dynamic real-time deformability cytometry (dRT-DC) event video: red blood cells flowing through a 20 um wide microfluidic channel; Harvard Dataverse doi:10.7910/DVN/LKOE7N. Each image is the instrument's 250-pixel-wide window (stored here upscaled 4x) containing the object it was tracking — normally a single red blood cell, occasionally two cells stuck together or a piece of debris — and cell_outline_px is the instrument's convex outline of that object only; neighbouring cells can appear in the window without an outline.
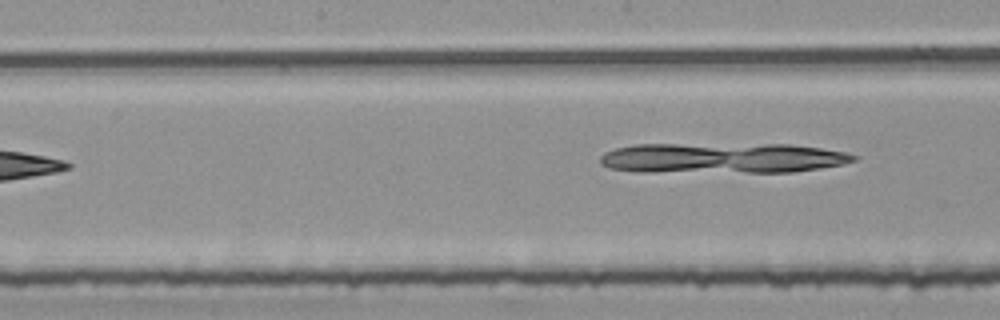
{"species": "common noctule bat (a hibernating species)", "species_latin": "Nyctalus noctula", "temperature_condition": "room temperature", "stored_images_in_passage": 8, "camera_frame_rate_fps": 3000, "um_per_image_px": 0.085, "animal": {"sex": "female", "body_mass_g": 25.1}, "frame": {"image": 1, "passage_image": 8, "time_ms": 2.333, "image_size_px": [1000, 320], "cell_outline_px": [[860, 156], [856, 160], [844, 164], [820, 168], [792, 172], [640, 172], [608, 168], [600, 164], [600, 156], [604, 152], [616, 148], [632, 144], [788, 144], [820, 148], [848, 152]], "centroid_in_image_um": [61.4, 13.43], "position_along_channel_um": 186.8, "area_um2": 45.49}}